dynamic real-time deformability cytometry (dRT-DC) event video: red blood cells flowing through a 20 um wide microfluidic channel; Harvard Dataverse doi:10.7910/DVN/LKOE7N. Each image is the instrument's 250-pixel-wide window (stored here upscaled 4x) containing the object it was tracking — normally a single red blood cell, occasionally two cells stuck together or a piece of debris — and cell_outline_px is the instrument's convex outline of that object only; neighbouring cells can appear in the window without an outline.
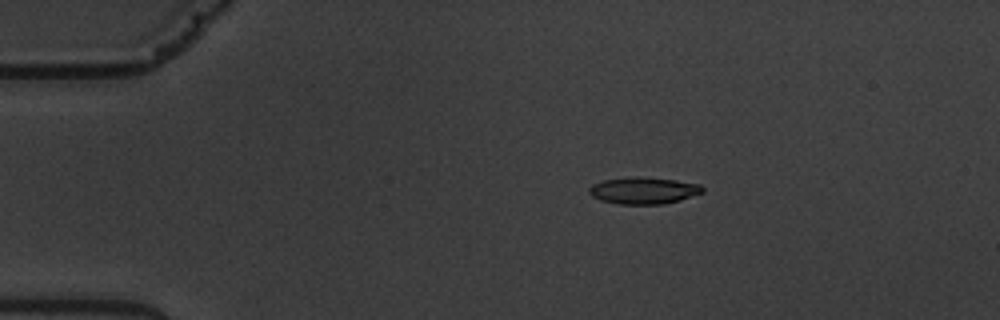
{"species": "common noctule bat (a hibernating species)", "species_latin": "Nyctalus noctula", "temperature_condition": "warm", "stored_images_in_passage": 2, "camera_frame_rate_fps": 3000, "um_per_image_px": 0.085, "animal": {"sex": "male", "body_mass_g": 19.5, "forearm_length_mm": 54.6}, "frame": {"image": 1, "passage_image": 1, "time_ms": 0.0, "image_size_px": [1000, 320], "cell_outline_px": [[704, 192], [680, 200], [664, 204], [616, 204], [600, 200], [592, 196], [588, 192], [588, 188], [592, 184], [604, 180], [632, 176], [636, 176], [676, 180], [700, 184], [704, 188]], "centroid_in_image_um": [54.69, 16.19], "position_along_channel_um": 30.3, "area_um2": 17.86}}